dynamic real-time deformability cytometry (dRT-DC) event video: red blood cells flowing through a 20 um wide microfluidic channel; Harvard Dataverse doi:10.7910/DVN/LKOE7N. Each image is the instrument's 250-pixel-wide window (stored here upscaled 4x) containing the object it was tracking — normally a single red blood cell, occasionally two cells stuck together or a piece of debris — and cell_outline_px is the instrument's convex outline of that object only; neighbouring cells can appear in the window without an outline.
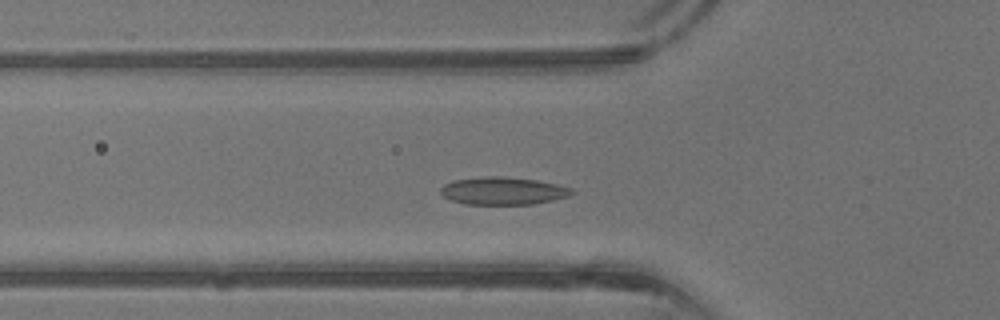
{"species": "common noctule bat (a hibernating species)", "species_latin": "Nyctalus noctula", "temperature_condition": "warm", "stored_images_in_passage": 37, "camera_frame_rate_fps": 3000, "um_per_image_px": 0.085, "animal": {"sex": "male", "body_mass_g": 13.3}, "frame": {"image": 1, "passage_image": 10, "time_ms": 3.0, "image_size_px": [1000, 320], "cell_outline_px": [[576, 192], [568, 196], [552, 200], [532, 204], [464, 204], [452, 200], [444, 196], [440, 192], [440, 188], [444, 184], [452, 180], [484, 176], [500, 176], [536, 180], [556, 184], [572, 188]], "centroid_in_image_um": [42.74, 16.22], "position_along_channel_um": 83.1, "area_um2": 21.1}}
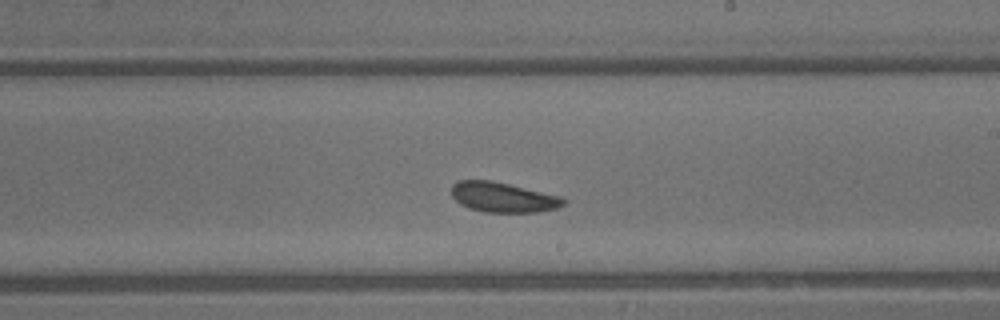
{"frame": {"image": 2, "passage_image": 20, "time_ms": 6.333, "image_size_px": [1000, 320], "cell_outline_px": [[568, 200], [564, 204], [556, 208], [536, 212], [484, 212], [468, 208], [460, 204], [452, 196], [452, 184], [460, 180], [492, 180], [560, 196]], "centroid_in_image_um": [42.74, 16.77], "position_along_channel_um": 246.3, "area_um2": 19.54}}
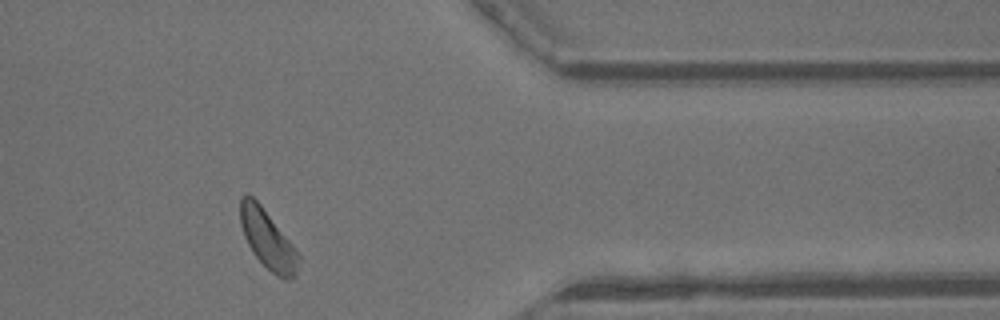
{"frame": {"image": 3, "passage_image": 30, "time_ms": 9.667, "image_size_px": [1000, 320], "cell_outline_px": [[300, 260], [296, 276], [292, 280], [288, 280], [276, 276], [252, 252], [244, 236], [240, 224], [240, 196], [244, 192], [248, 192], [260, 204], [288, 240], [300, 256]], "centroid_in_image_um": [22.73, 20.34], "position_along_channel_um": 388.7, "area_um2": 19.77}, "authors_computed_cell_mechanics": {"area_um2": 19.9988, "velocity_mm_per_s": 4.8885, "shape_relaxation_time_tau1_ms": 1.6294, "shape_relaxation_time_tau2_ms": 9.1288, "deformation_change_tau1": 0.0558, "deformation_change_tau2": 0.16}}